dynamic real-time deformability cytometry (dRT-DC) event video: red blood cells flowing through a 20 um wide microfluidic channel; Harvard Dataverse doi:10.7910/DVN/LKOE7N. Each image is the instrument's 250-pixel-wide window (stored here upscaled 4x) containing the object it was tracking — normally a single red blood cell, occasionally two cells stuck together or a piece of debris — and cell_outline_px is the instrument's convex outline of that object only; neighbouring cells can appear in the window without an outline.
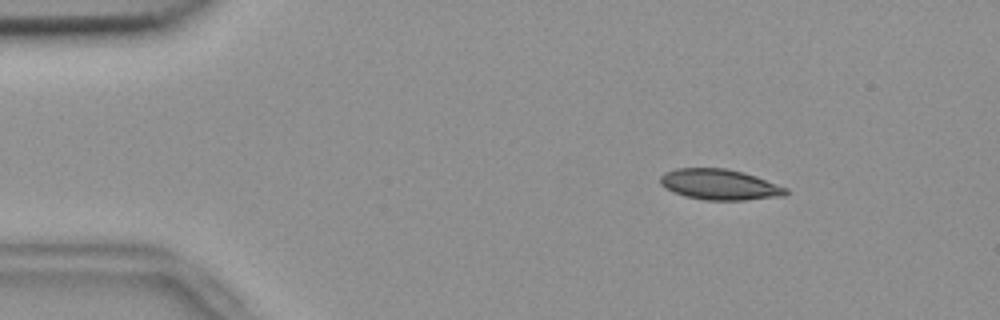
{"species": "common noctule bat (a hibernating species)", "species_latin": "Nyctalus noctula", "temperature_condition": "room temperature", "stored_images_in_passage": 54, "camera_frame_rate_fps": 3000, "um_per_image_px": 0.085, "animal": {"sex": "female", "body_mass_g": 18.4}, "frame": {"image": 1, "passage_image": 8, "time_ms": 2.333, "image_size_px": [1000, 320], "cell_outline_px": [[788, 192], [768, 196], [736, 200], [712, 200], [688, 196], [676, 192], [668, 188], [660, 180], [668, 172], [684, 168], [720, 168], [740, 172], [764, 180], [784, 188]], "centroid_in_image_um": [61.1, 15.67], "position_along_channel_um": 23.9, "area_um2": 20.58}}
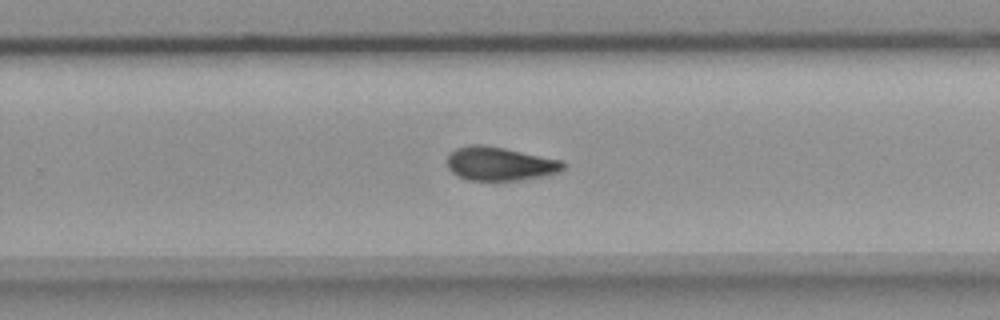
{"frame": {"image": 2, "passage_image": 35, "time_ms": 11.333, "image_size_px": [1000, 320], "cell_outline_px": [[564, 164], [560, 168], [552, 172], [504, 180], [476, 180], [460, 176], [448, 164], [448, 156], [452, 152], [460, 148], [500, 148], [560, 160]], "centroid_in_image_um": [42.45, 13.93], "position_along_channel_um": 287.4, "area_um2": 20.06}}
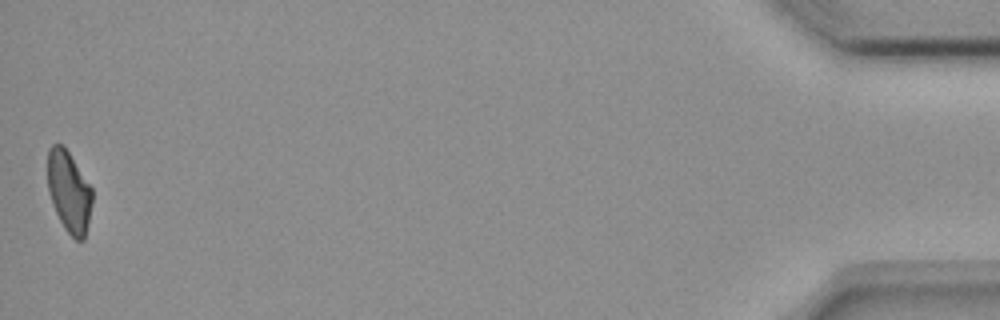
{"frame": {"image": 3, "passage_image": 54, "time_ms": 17.667, "image_size_px": [1000, 320], "cell_outline_px": [[92, 200], [88, 220], [84, 236], [80, 240], [76, 240], [68, 232], [60, 220], [56, 212], [48, 188], [48, 152], [52, 144], [60, 144], [68, 152], [92, 188]], "centroid_in_image_um": [5.86, 16.27], "position_along_channel_um": 429.3, "area_um2": 20.35}, "authors_computed_cell_mechanics": {"area_um2": 20.23, "velocity_mm_per_s": 3.7359, "shape_relaxation_time_tau1_ms": null, "shape_relaxation_time_tau2_ms": 4.4694, "deformation_change_tau1": null, "deformation_change_tau2": 0.1043}}